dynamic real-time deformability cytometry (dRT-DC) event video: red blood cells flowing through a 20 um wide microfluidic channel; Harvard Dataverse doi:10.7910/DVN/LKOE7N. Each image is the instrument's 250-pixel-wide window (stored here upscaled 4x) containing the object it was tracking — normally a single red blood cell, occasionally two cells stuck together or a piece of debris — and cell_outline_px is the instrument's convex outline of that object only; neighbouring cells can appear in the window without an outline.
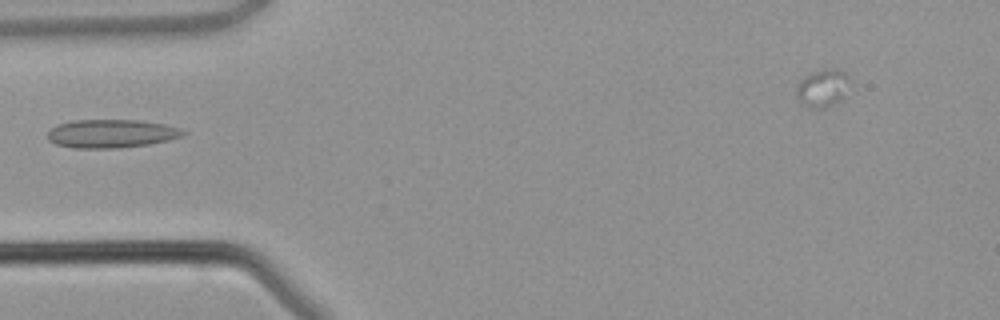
{"species": "common noctule bat (a hibernating species)", "species_latin": "Nyctalus noctula", "temperature_condition": "warm", "stored_images_in_passage": 2, "camera_frame_rate_fps": 3000, "um_per_image_px": 0.085, "animal": {"sex": "male", "body_mass_g": 21.5, "forearm_length_mm": 52.0}, "frame": {"image": 1, "passage_image": 2, "time_ms": 1.333, "image_size_px": [1000, 320], "cell_outline_px": [[184, 132], [180, 136], [168, 140], [148, 144], [120, 148], [72, 148], [56, 144], [48, 140], [48, 132], [56, 124], [72, 120], [140, 120], [164, 124], [180, 128]], "centroid_in_image_um": [9.41, 11.35], "position_along_channel_um": 75.6, "area_um2": 22.37}}